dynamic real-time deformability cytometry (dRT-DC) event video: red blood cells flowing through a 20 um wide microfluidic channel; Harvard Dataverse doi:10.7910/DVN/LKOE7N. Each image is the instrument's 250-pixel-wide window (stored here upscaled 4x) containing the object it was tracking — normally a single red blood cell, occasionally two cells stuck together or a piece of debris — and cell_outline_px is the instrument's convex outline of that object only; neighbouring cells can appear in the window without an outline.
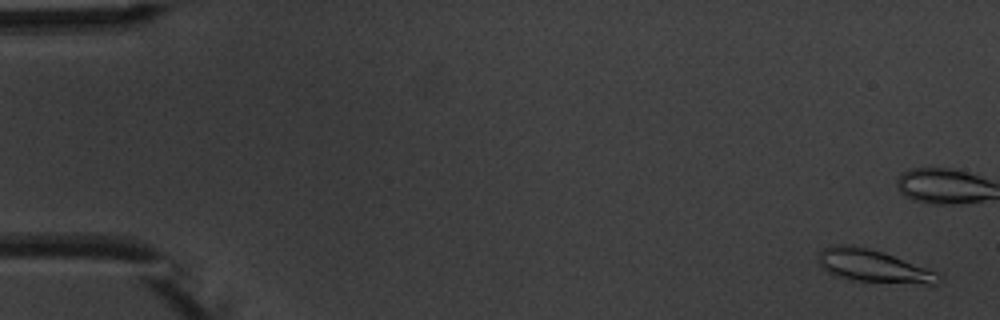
{"species": "common noctule bat (a hibernating species)", "species_latin": "Nyctalus noctula", "temperature_condition": "warm", "stored_images_in_passage": 4, "camera_frame_rate_fps": 3000, "um_per_image_px": 0.085, "animal": {"sex": "male", "body_mass_g": 20.1, "forearm_length_mm": 53.5}, "frame": {"image": 1, "passage_image": 1, "time_ms": 0.0, "image_size_px": [1000, 320], "cell_outline_px": [[940, 284], [924, 284], [848, 280], [828, 272], [816, 260], [816, 256], [824, 248], [832, 244], [852, 244], [884, 252], [940, 272]], "centroid_in_image_um": [74.24, 22.6], "position_along_channel_um": 10.8, "area_um2": 23.24}}